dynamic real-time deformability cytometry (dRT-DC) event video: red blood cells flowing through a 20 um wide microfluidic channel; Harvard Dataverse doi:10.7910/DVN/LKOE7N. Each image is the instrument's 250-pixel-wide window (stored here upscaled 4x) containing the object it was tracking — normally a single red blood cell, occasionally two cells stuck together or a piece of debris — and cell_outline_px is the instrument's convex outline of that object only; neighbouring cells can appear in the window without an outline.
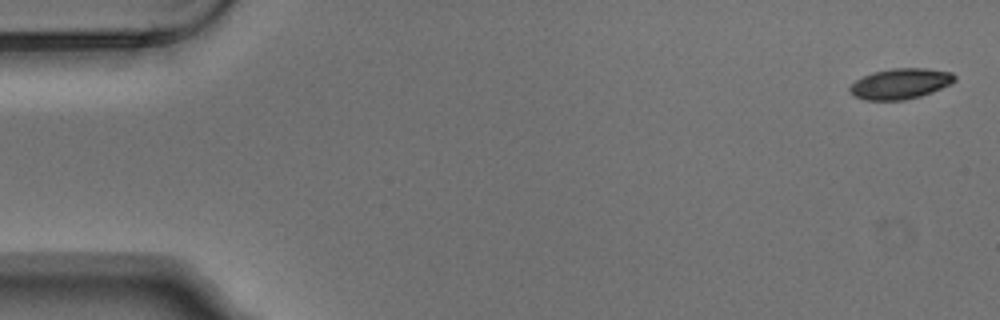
{"species": "Egyptian fruit bat (a non-hibernating species)", "species_latin": "Rousettus aegyptiacus", "temperature_condition": "warm", "stored_images_in_passage": 5, "camera_frame_rate_fps": 3000, "um_per_image_px": 0.085, "animal": {"sex": "male"}, "frame": {"image": 1, "passage_image": 1, "time_ms": 0.0, "image_size_px": [1000, 320], "cell_outline_px": [[956, 80], [932, 92], [920, 96], [904, 100], [864, 100], [856, 96], [848, 88], [856, 80], [872, 72], [892, 68], [924, 68], [952, 72], [956, 76]], "centroid_in_image_um": [76.54, 7.11], "position_along_channel_um": 8.5, "area_um2": 18.5}}